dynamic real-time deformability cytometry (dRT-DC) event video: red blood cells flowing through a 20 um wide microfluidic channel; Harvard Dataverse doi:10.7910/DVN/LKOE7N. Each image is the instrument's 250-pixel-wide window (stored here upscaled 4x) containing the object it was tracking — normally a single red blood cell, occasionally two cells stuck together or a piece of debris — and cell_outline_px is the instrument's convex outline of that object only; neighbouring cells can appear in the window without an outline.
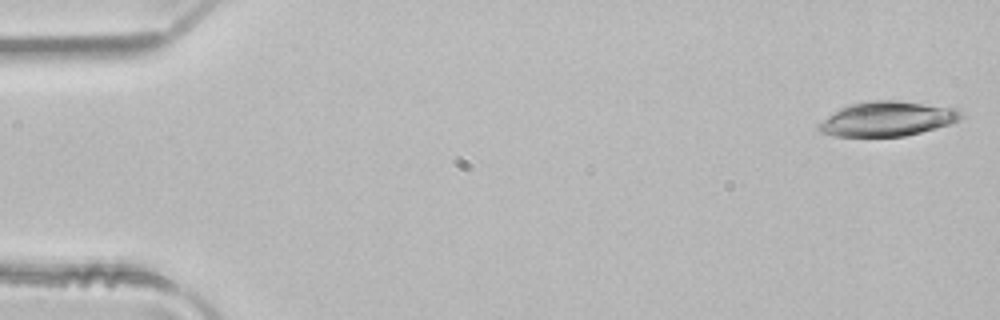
{"species": "common noctule bat (a hibernating species)", "species_latin": "Nyctalus noctula", "temperature_condition": "room temperature", "stored_images_in_passage": 4, "segment_of_instrument_passage": [2, 2], "camera_frame_rate_fps": 3000, "um_per_image_px": 0.085, "animal": {"sex": "male", "body_mass_g": 21.5, "forearm_length_mm": 52.0}, "frame": {"image": 1, "passage_image": 4, "time_ms": 1.0, "image_size_px": [1000, 320], "cell_outline_px": [[964, 116], [960, 120], [936, 128], [904, 136], [836, 136], [820, 132], [816, 128], [816, 124], [840, 108], [852, 104], [868, 100], [896, 100], [956, 108], [964, 112]], "centroid_in_image_um": [75.42, 10.09], "position_along_channel_um": 9.6, "area_um2": 28.73}}